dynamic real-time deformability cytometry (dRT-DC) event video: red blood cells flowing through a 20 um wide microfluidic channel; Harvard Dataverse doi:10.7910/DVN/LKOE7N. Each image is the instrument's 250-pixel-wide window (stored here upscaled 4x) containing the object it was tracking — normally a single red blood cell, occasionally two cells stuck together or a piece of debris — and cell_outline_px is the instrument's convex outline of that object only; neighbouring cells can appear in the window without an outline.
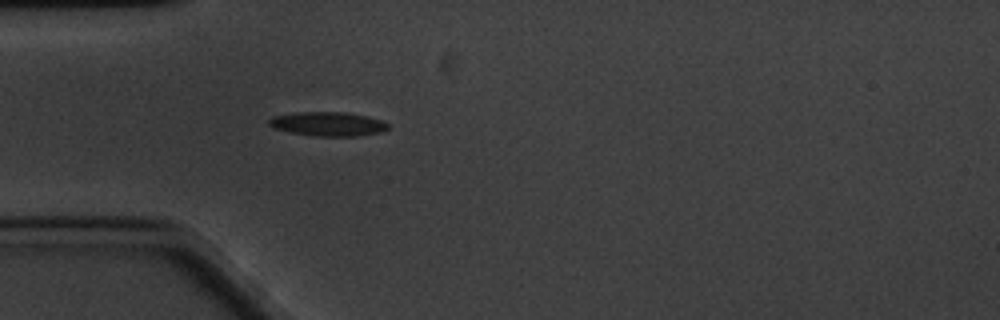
{"species": "common noctule bat (a hibernating species)", "species_latin": "Nyctalus noctula", "temperature_condition": "cold", "stored_images_in_passage": 44, "camera_frame_rate_fps": 3000, "um_per_image_px": 0.085, "animal": {"sex": "male", "body_mass_g": 20.1, "forearm_length_mm": 53.5}, "frame": {"image": 1, "passage_image": 1, "time_ms": 0.0, "image_size_px": [1000, 320], "cell_outline_px": [[388, 128], [380, 132], [356, 136], [316, 136], [292, 132], [276, 128], [268, 124], [268, 120], [272, 116], [296, 112], [344, 112], [368, 116], [380, 120], [388, 124]], "centroid_in_image_um": [27.87, 10.52], "position_along_channel_um": 57.1, "area_um2": 16.53}}
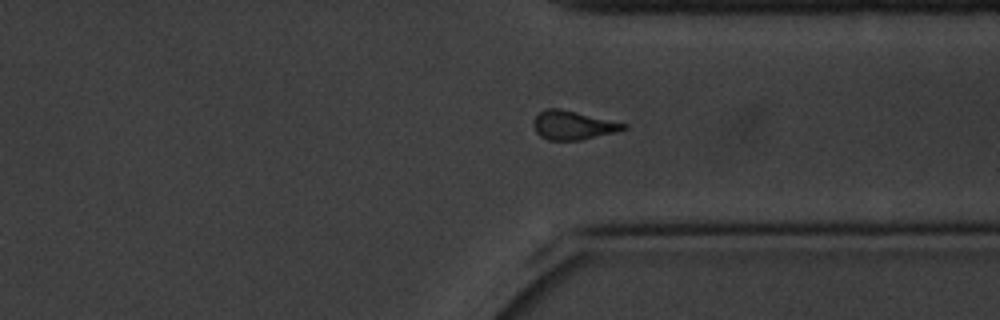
{"frame": {"image": 2, "passage_image": 29, "time_ms": 9.333, "image_size_px": [1000, 320], "cell_outline_px": [[628, 128], [616, 132], [580, 140], [548, 140], [540, 136], [536, 132], [532, 124], [532, 120], [544, 108], [560, 108], [628, 124]], "centroid_in_image_um": [48.68, 10.64], "position_along_channel_um": 362.7, "area_um2": 15.2}}
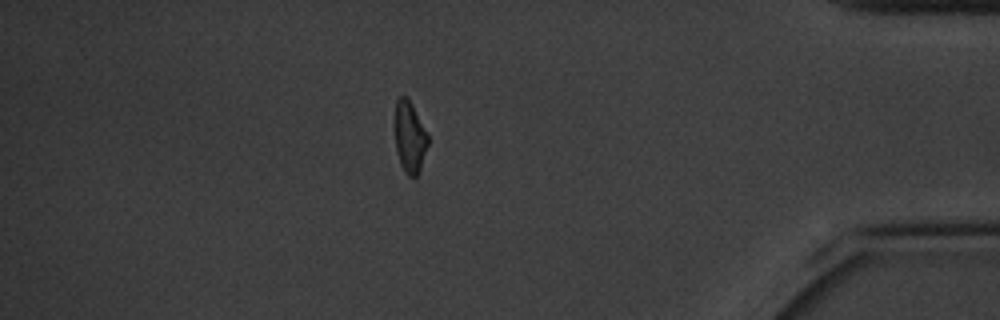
{"frame": {"image": 3, "passage_image": 36, "time_ms": 11.667, "image_size_px": [1000, 320], "cell_outline_px": [[428, 144], [420, 168], [416, 176], [408, 176], [404, 172], [400, 164], [396, 152], [392, 124], [396, 100], [400, 96], [408, 96], [428, 136]], "centroid_in_image_um": [34.75, 11.6], "position_along_channel_um": 400.4, "area_um2": 14.22}, "authors_computed_cell_mechanics": {"area_um2": 15.4904, "velocity_mm_per_s": 3.3091, "shape_relaxation_time_tau1_ms": 3.1293, "shape_relaxation_time_tau2_ms": 9.6018, "deformation_change_tau1": 0.1347, "deformation_change_tau2": 0.1839}}